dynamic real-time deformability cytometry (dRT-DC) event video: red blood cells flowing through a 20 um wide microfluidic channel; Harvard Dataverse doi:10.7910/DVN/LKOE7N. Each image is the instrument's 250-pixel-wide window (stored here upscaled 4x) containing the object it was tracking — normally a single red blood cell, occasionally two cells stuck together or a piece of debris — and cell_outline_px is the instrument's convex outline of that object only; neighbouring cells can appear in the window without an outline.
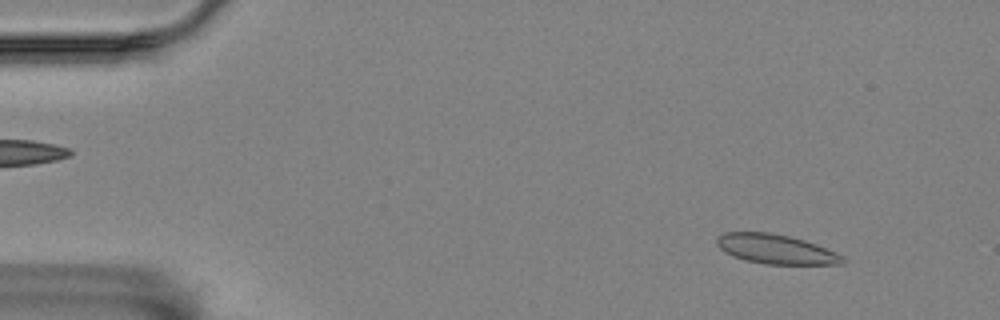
{"species": "Egyptian fruit bat (a non-hibernating species)", "species_latin": "Rousettus aegyptiacus", "temperature_condition": "room temperature", "stored_images_in_passage": 56, "camera_frame_rate_fps": 3000, "um_per_image_px": 0.085, "animal": {"sex": "female"}, "frame": {"image": 1, "passage_image": 6, "time_ms": 1.667, "image_size_px": [1000, 320], "cell_outline_px": [[844, 264], [764, 264], [744, 260], [732, 256], [724, 252], [716, 244], [716, 236], [724, 232], [772, 232], [804, 240], [816, 244], [836, 252], [844, 256]], "centroid_in_image_um": [65.91, 21.17], "position_along_channel_um": 19.1, "area_um2": 21.79}}
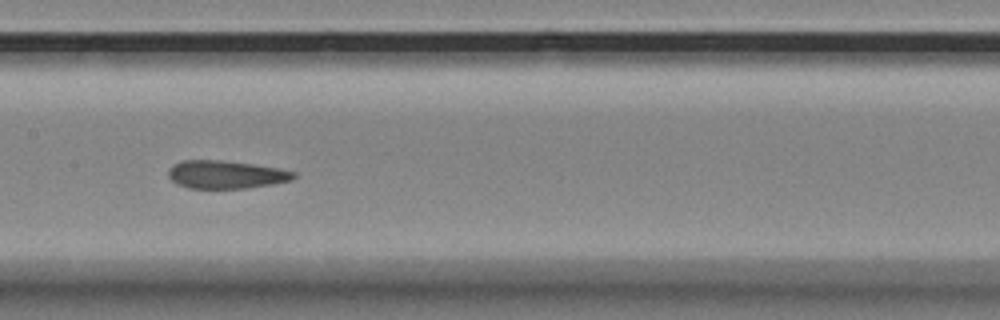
{"frame": {"image": 2, "passage_image": 28, "time_ms": 9.0, "image_size_px": [1000, 320], "cell_outline_px": [[296, 176], [292, 180], [272, 184], [248, 188], [188, 188], [176, 184], [168, 176], [168, 168], [172, 164], [184, 160], [220, 160], [252, 164], [276, 168], [296, 172]], "centroid_in_image_um": [19.16, 14.84], "position_along_channel_um": 188.2, "area_um2": 20.46}}
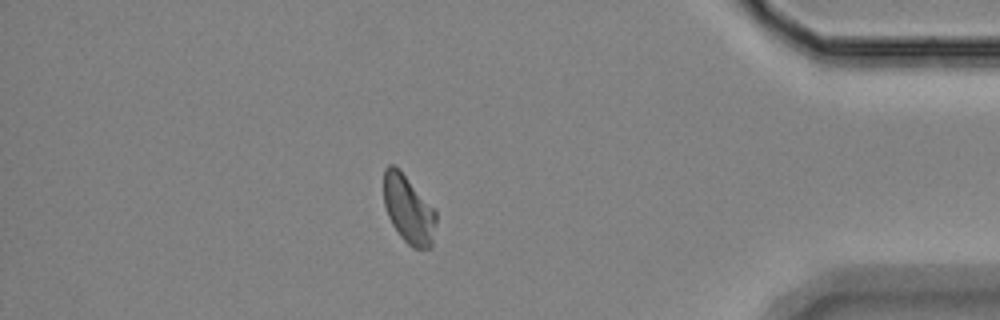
{"frame": {"image": 3, "passage_image": 49, "time_ms": 16.0, "image_size_px": [1000, 320], "cell_outline_px": [[436, 220], [432, 248], [412, 248], [400, 236], [392, 224], [388, 216], [384, 204], [384, 168], [388, 164], [392, 164], [436, 208]], "centroid_in_image_um": [34.74, 17.83], "position_along_channel_um": 400.5, "area_um2": 20.63}, "authors_computed_cell_mechanics": {"area_um2": 21.1837, "velocity_mm_per_s": 3.5379, "shape_relaxation_time_tau1_ms": null, "shape_relaxation_time_tau2_ms": 1.9683, "deformation_change_tau1": null, "deformation_change_tau2": 0.0743}}